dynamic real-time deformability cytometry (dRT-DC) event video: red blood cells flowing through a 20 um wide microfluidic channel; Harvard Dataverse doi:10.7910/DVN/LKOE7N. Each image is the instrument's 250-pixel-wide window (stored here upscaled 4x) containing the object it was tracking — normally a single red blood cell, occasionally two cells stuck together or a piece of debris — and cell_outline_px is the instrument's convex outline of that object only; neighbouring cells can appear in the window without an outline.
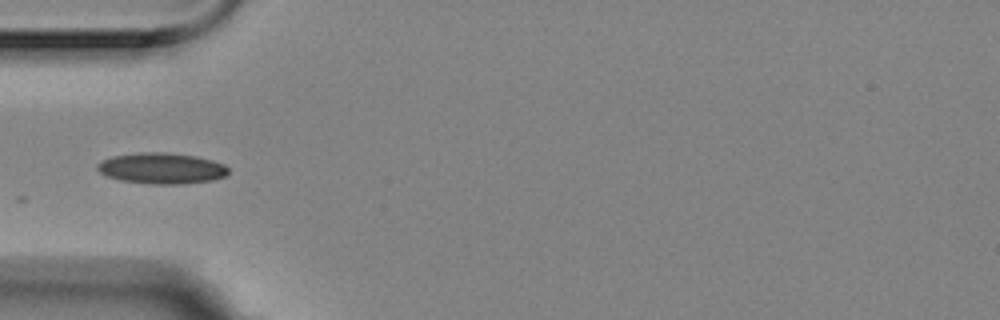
{"species": "Egyptian fruit bat (a non-hibernating species)", "species_latin": "Rousettus aegyptiacus", "temperature_condition": "room temperature", "stored_images_in_passage": 41, "camera_frame_rate_fps": 3000, "um_per_image_px": 0.085, "animal": {"sex": "female"}, "frame": {"image": 1, "passage_image": 1, "time_ms": 0.0, "image_size_px": [1000, 320], "cell_outline_px": [[228, 172], [224, 176], [212, 180], [184, 184], [152, 184], [120, 180], [108, 176], [100, 172], [96, 168], [96, 164], [112, 156], [140, 152], [168, 152], [196, 156], [212, 160], [224, 164], [228, 168]], "centroid_in_image_um": [13.74, 14.3], "position_along_channel_um": 71.3, "area_um2": 23.64}}
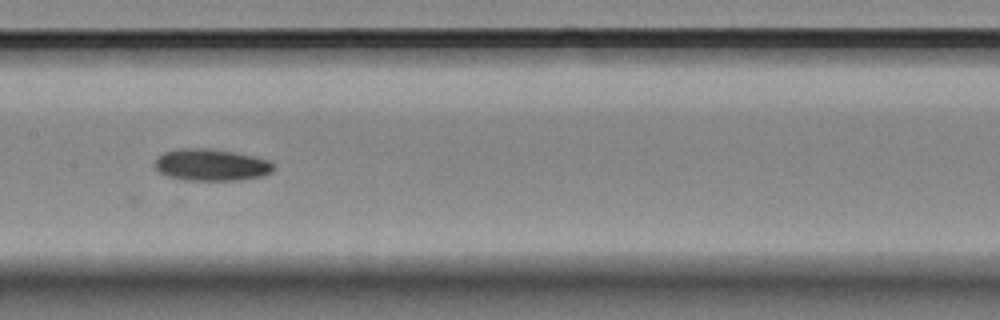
{"frame": {"image": 2, "passage_image": 11, "time_ms": 3.333, "image_size_px": [1000, 320], "cell_outline_px": [[272, 172], [264, 176], [240, 180], [188, 180], [168, 176], [160, 172], [152, 164], [164, 152], [180, 148], [212, 148], [236, 152], [268, 160], [272, 164]], "centroid_in_image_um": [17.95, 14.01], "position_along_channel_um": 189.5, "area_um2": 22.02}}
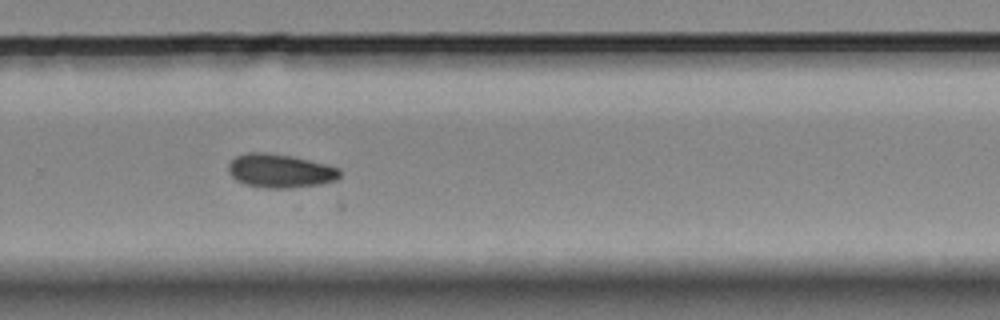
{"frame": {"image": 3, "passage_image": 21, "time_ms": 6.667, "image_size_px": [1000, 320], "cell_outline_px": [[340, 180], [320, 184], [288, 188], [264, 188], [244, 184], [236, 180], [228, 172], [228, 164], [236, 156], [248, 152], [268, 152], [292, 156], [340, 168]], "centroid_in_image_um": [23.81, 14.52], "position_along_channel_um": 306.0, "area_um2": 22.02}}